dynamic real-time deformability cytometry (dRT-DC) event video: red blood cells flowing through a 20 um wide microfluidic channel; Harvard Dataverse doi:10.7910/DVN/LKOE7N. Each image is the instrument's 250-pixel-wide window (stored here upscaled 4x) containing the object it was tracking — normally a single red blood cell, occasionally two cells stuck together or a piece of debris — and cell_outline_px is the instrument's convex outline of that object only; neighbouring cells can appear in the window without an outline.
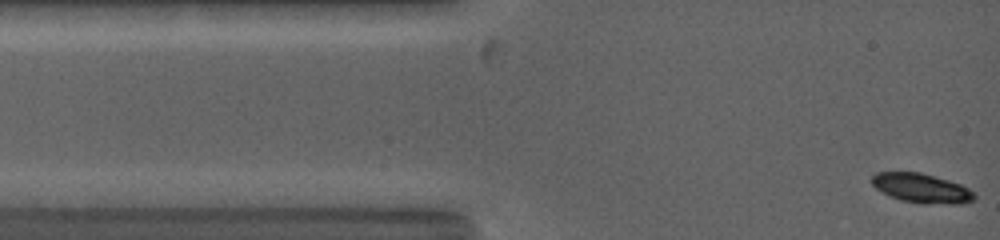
{"species": "common noctule bat (a hibernating species)", "species_latin": "Nyctalus noctula", "temperature_condition": "warm", "stored_images_in_passage": 45, "camera_frame_rate_fps": 5000, "um_per_image_px": 0.085, "animal": {"sex": "female", "body_mass_g": 19.0, "forearm_length_mm": 53.3}, "frame": {"image": 1, "passage_image": 1, "time_ms": 0.0, "image_size_px": [1000, 240], "cell_outline_px": [[976, 200], [960, 204], [924, 204], [900, 200], [888, 196], [876, 188], [872, 184], [872, 176], [876, 172], [920, 172], [948, 180], [960, 184], [968, 188], [976, 196]], "centroid_in_image_um": [78.34, 16.01], "position_along_channel_um": 6.7, "area_um2": 17.69}}
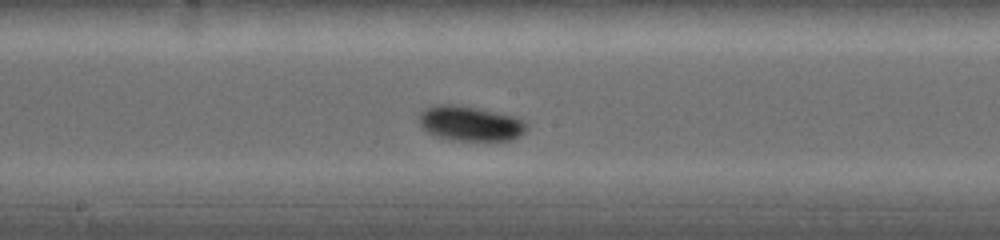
{"frame": {"image": 2, "passage_image": 23, "time_ms": 6.4, "image_size_px": [1000, 240], "cell_outline_px": [[528, 128], [520, 136], [512, 140], [448, 140], [436, 136], [420, 128], [420, 112], [424, 108], [436, 104], [460, 104], [496, 112], [512, 116], [524, 120], [528, 124]], "centroid_in_image_um": [39.95, 10.49], "position_along_channel_um": 208.2, "area_um2": 22.14}}
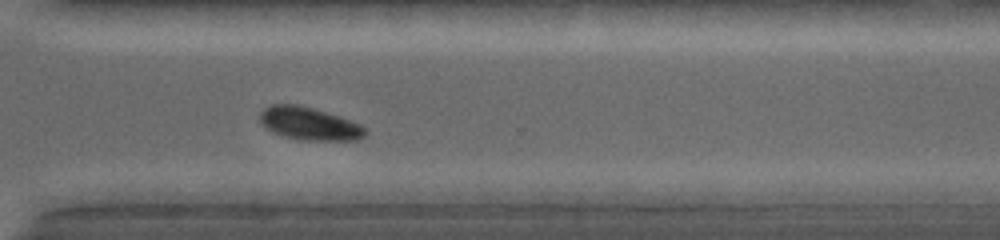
{"frame": {"image": 3, "passage_image": 38, "time_ms": 9.8, "image_size_px": [1000, 240], "cell_outline_px": [[368, 132], [364, 136], [356, 140], [304, 140], [284, 136], [272, 132], [264, 128], [260, 124], [260, 112], [264, 108], [272, 104], [300, 104], [340, 116], [360, 124]], "centroid_in_image_um": [26.26, 10.5], "position_along_channel_um": 344.3, "area_um2": 20.29}, "authors_computed_cell_mechanics": {"area_um2": 20.6346, "velocity_mm_per_s": 3.9895, "shape_relaxation_time_tau1_ms": 2.0719, "shape_relaxation_time_tau2_ms": null, "deformation_change_tau1": 0.1231, "deformation_change_tau2": null}}